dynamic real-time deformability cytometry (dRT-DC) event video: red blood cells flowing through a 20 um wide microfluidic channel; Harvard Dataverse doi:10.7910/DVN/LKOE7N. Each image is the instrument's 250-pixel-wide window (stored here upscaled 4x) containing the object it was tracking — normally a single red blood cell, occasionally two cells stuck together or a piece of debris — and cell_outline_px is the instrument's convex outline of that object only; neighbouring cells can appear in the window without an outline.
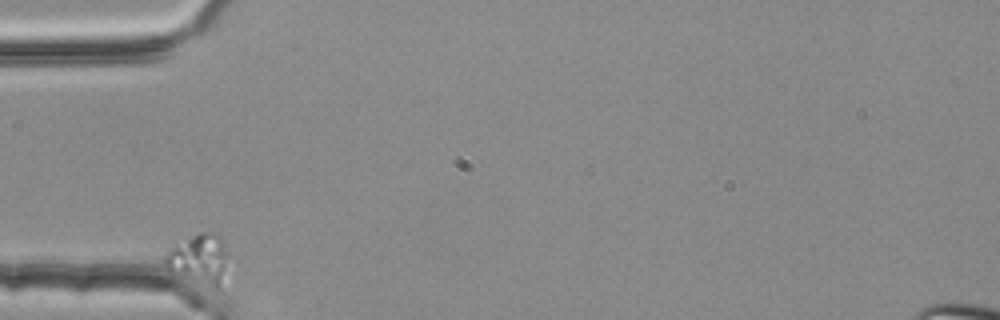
{"species": "common noctule bat (a hibernating species)", "species_latin": "Nyctalus noctula", "temperature_condition": "room temperature", "stored_images_in_passage": 35, "camera_frame_rate_fps": 3000, "um_per_image_px": 0.085, "animal": {"sex": "female", "body_mass_g": 25.1}, "frame": {"image": 1, "passage_image": 1, "time_ms": 0.0, "image_size_px": [1000, 320], "cell_outline_px": [[228, 252], [216, 288], [172, 276], [164, 268], [164, 256], [172, 248], [192, 236], [200, 232], [216, 232], [224, 240]], "centroid_in_image_um": [16.84, 22.01], "position_along_channel_um": 68.2, "area_um2": 18.15}}